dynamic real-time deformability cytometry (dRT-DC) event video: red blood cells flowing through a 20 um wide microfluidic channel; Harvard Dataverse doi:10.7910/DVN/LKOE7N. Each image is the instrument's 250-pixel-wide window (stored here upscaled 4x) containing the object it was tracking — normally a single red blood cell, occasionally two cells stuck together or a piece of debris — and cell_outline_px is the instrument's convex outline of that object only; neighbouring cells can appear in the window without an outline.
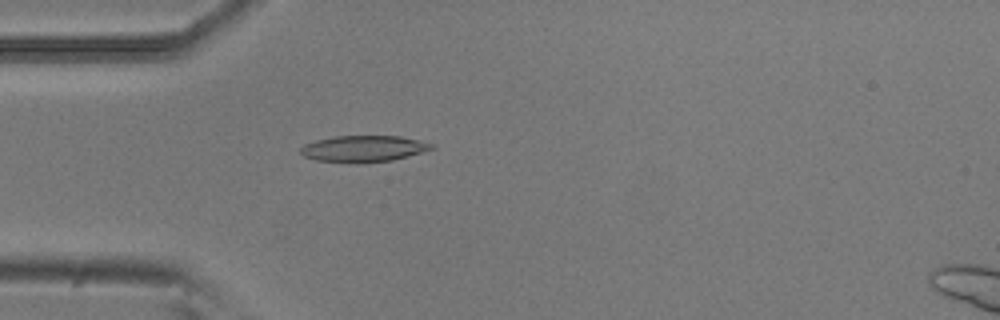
{"species": "common noctule bat (a hibernating species)", "species_latin": "Nyctalus noctula", "temperature_condition": "room temperature", "stored_images_in_passage": 53, "camera_frame_rate_fps": 3000, "um_per_image_px": 0.085, "animal": {"sex": "male", "body_mass_g": 20.5, "forearm_length_mm": 52.5}, "frame": {"image": 1, "passage_image": 15, "time_ms": 4.667, "image_size_px": [1000, 320], "cell_outline_px": [[436, 148], [408, 156], [392, 160], [356, 164], [316, 160], [304, 156], [300, 152], [300, 148], [304, 144], [316, 140], [332, 136], [400, 136], [420, 140], [432, 144]], "centroid_in_image_um": [30.89, 12.64], "position_along_channel_um": 54.1, "area_um2": 20.35}}
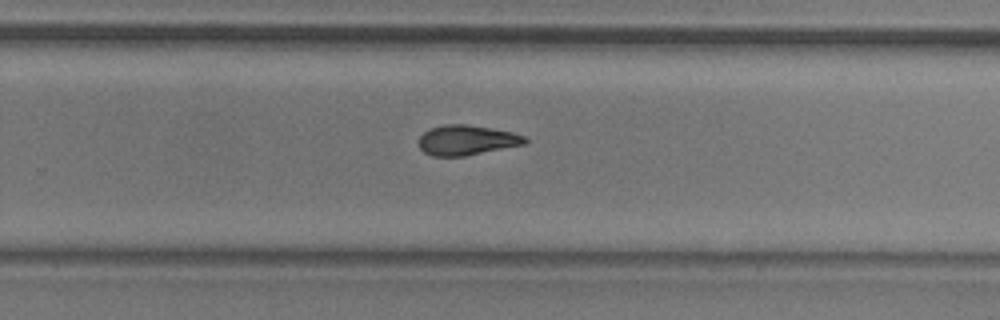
{"frame": {"image": 2, "passage_image": 34, "time_ms": 11.0, "image_size_px": [1000, 320], "cell_outline_px": [[528, 140], [524, 144], [464, 156], [432, 156], [424, 152], [420, 148], [420, 136], [424, 132], [432, 128], [444, 124], [468, 124], [512, 132], [524, 136]], "centroid_in_image_um": [39.66, 11.91], "position_along_channel_um": 290.1, "area_um2": 18.32}}
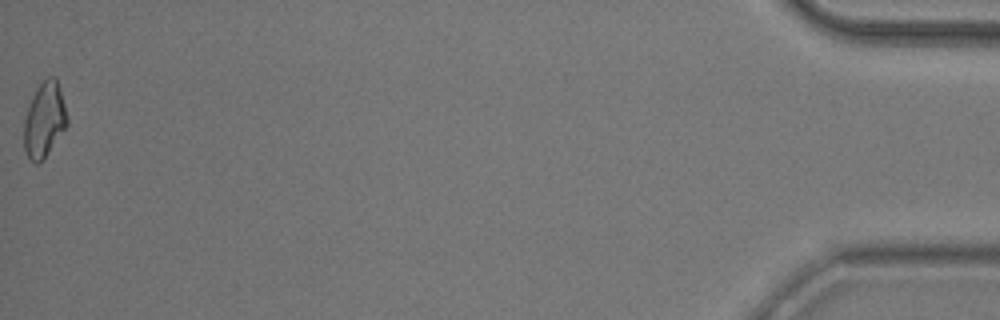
{"frame": {"image": 3, "passage_image": 53, "time_ms": 17.333, "image_size_px": [1000, 320], "cell_outline_px": [[68, 124], [44, 160], [36, 164], [28, 156], [24, 148], [24, 120], [32, 96], [40, 84], [48, 76], [52, 76], [56, 80], [64, 104], [68, 120]], "centroid_in_image_um": [3.77, 10.23], "position_along_channel_um": 431.4, "area_um2": 18.55}, "authors_computed_cell_mechanics": {"area_um2": 18.9584, "velocity_mm_per_s": 3.8135, "shape_relaxation_time_tau1_ms": 5.1752, "shape_relaxation_time_tau2_ms": 4.2735, "deformation_change_tau1": 0.1599, "deformation_change_tau2": 0.1176}}